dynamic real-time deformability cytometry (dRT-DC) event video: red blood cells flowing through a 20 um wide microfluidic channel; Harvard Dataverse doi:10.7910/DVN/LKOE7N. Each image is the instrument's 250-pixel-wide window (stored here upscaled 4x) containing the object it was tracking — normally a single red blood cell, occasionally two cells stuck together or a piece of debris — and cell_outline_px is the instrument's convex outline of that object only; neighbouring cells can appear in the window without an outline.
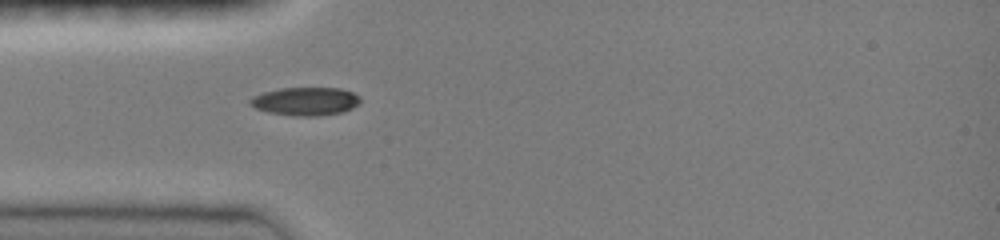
{"species": "common noctule bat (a hibernating species)", "species_latin": "Nyctalus noctula", "temperature_condition": "room temperature", "stored_images_in_passage": 1, "camera_frame_rate_fps": 3000, "um_per_image_px": 0.085, "animal": {"sex": "female", "body_mass_g": 19.0, "forearm_length_mm": 51.5}, "frame": {"image": 1, "passage_image": 1, "time_ms": 0.0, "image_size_px": [1000, 240], "cell_outline_px": [[360, 100], [352, 108], [344, 112], [320, 116], [296, 116], [268, 112], [256, 108], [248, 104], [248, 100], [252, 96], [264, 92], [280, 88], [340, 88], [352, 92], [360, 96]], "centroid_in_image_um": [25.94, 8.61], "position_along_channel_um": 59.1, "area_um2": 18.21}}